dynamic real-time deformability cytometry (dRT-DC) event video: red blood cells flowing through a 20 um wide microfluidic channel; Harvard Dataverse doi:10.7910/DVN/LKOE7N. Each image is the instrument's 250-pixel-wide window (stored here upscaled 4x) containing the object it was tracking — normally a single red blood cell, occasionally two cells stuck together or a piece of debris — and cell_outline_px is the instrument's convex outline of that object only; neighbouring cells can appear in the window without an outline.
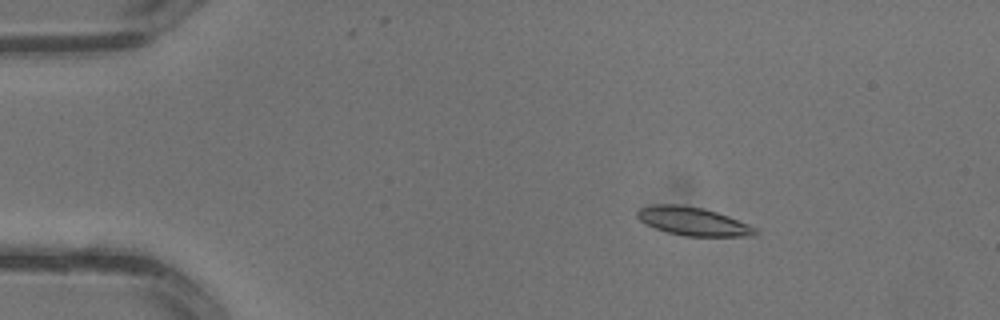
{"species": "common noctule bat (a hibernating species)", "species_latin": "Nyctalus noctula", "temperature_condition": "warm", "stored_images_in_passage": 2, "camera_frame_rate_fps": 3000, "um_per_image_px": 0.085, "animal": {"sex": "male", "body_mass_g": 13.3}, "frame": {"image": 1, "passage_image": 1, "time_ms": 0.0, "image_size_px": [1000, 320], "cell_outline_px": [[760, 232], [756, 236], [684, 236], [668, 232], [644, 224], [636, 216], [636, 212], [640, 208], [656, 204], [680, 204], [704, 208], [728, 216], [748, 224], [756, 228]], "centroid_in_image_um": [58.92, 18.81], "position_along_channel_um": 26.1, "area_um2": 19.59}}